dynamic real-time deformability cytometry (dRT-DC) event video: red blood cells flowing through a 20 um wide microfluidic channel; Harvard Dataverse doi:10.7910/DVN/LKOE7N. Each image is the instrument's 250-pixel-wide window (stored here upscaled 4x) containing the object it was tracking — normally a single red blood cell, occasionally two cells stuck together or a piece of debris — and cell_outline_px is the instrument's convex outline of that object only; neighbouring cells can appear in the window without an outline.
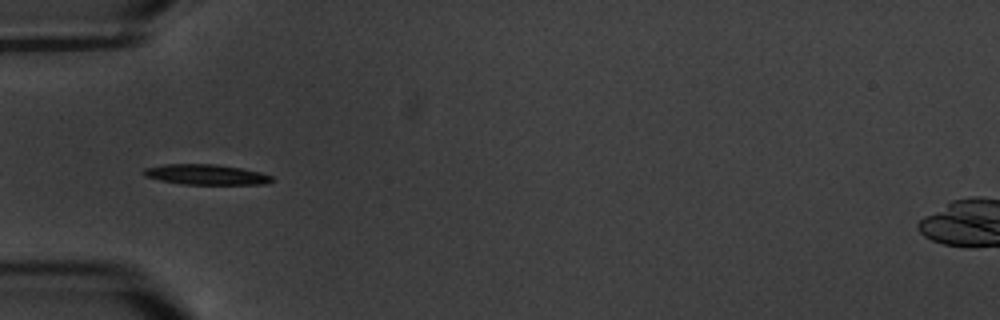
{"species": "common noctule bat (a hibernating species)", "species_latin": "Nyctalus noctula", "temperature_condition": "warm", "stored_images_in_passage": 6, "camera_frame_rate_fps": 3000, "um_per_image_px": 0.085, "animal": {"sex": "male", "body_mass_g": 20.1, "forearm_length_mm": 53.5}, "frame": {"image": 1, "passage_image": 6, "time_ms": 6.0, "image_size_px": [1000, 320], "cell_outline_px": [[272, 180], [268, 184], [184, 184], [160, 180], [144, 176], [144, 168], [164, 164], [212, 164], [240, 168], [260, 172], [272, 176]], "centroid_in_image_um": [17.5, 14.84], "position_along_channel_um": 67.5, "area_um2": 14.97}}